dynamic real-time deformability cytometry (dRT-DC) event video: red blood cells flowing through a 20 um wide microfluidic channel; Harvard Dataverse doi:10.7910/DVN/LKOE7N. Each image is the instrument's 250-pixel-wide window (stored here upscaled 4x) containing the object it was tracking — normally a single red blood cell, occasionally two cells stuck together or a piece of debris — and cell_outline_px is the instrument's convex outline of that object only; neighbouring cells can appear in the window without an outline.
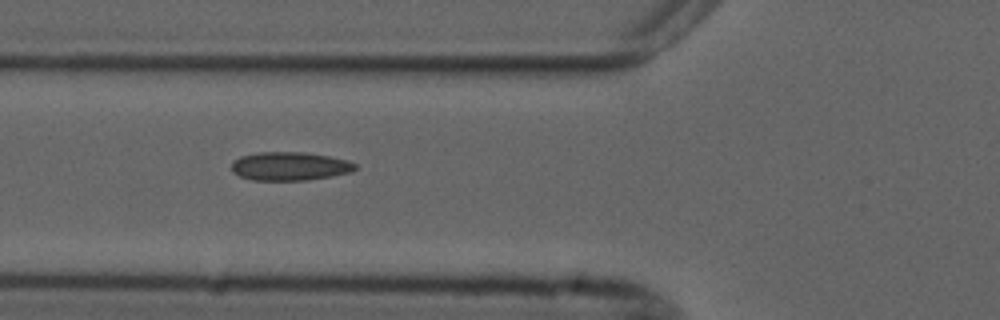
{"species": "common noctule bat (a hibernating species)", "species_latin": "Nyctalus noctula", "temperature_condition": "cold", "stored_images_in_passage": 3, "camera_frame_rate_fps": 3000, "um_per_image_px": 0.085, "animal": {"sex": "male", "forearm_length_mm": 52.5}, "frame": {"image": 1, "passage_image": 2, "time_ms": 1.0, "image_size_px": [1000, 320], "cell_outline_px": [[356, 168], [352, 172], [332, 176], [304, 180], [252, 180], [240, 176], [232, 172], [232, 160], [240, 156], [256, 152], [304, 152], [328, 156], [348, 160], [356, 164]], "centroid_in_image_um": [24.61, 14.12], "position_along_channel_um": 101.2, "area_um2": 20.63}}
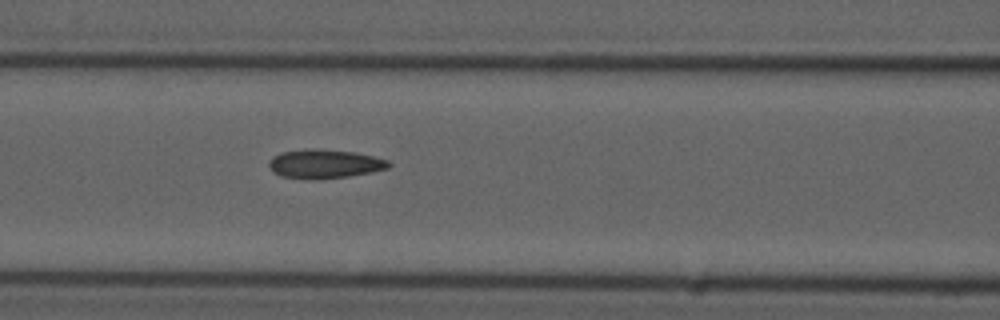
{"frame": {"image": 2, "passage_image": 3, "time_ms": 2.0, "image_size_px": [1000, 320], "cell_outline_px": [[392, 164], [388, 168], [372, 172], [348, 176], [316, 180], [312, 180], [280, 176], [272, 172], [268, 164], [272, 156], [280, 152], [308, 148], [316, 148], [356, 152], [388, 160]], "centroid_in_image_um": [27.56, 13.92], "position_along_channel_um": 139.0, "area_um2": 20.52}}